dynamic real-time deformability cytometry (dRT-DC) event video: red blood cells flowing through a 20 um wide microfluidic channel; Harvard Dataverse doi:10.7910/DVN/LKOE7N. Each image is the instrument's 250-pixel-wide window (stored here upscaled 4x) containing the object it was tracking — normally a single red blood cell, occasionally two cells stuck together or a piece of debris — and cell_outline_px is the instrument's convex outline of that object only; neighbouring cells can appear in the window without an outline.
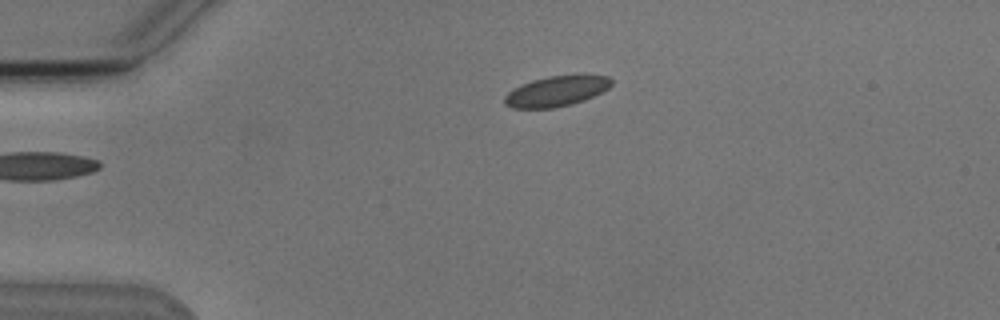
{"species": "Egyptian fruit bat (a non-hibernating species)", "species_latin": "Rousettus aegyptiacus", "temperature_condition": "cold", "stored_images_in_passage": 2, "camera_frame_rate_fps": 3000, "um_per_image_px": 0.085, "animal": {"sex": "male"}, "frame": {"image": 1, "passage_image": 2, "time_ms": 1.0, "image_size_px": [1000, 320], "cell_outline_px": [[612, 84], [608, 88], [584, 100], [572, 104], [552, 108], [512, 108], [504, 104], [504, 96], [508, 92], [520, 84], [532, 80], [548, 76], [576, 72], [580, 72], [608, 76], [612, 80]], "centroid_in_image_um": [47.32, 7.7], "position_along_channel_um": 37.7, "area_um2": 19.54}}